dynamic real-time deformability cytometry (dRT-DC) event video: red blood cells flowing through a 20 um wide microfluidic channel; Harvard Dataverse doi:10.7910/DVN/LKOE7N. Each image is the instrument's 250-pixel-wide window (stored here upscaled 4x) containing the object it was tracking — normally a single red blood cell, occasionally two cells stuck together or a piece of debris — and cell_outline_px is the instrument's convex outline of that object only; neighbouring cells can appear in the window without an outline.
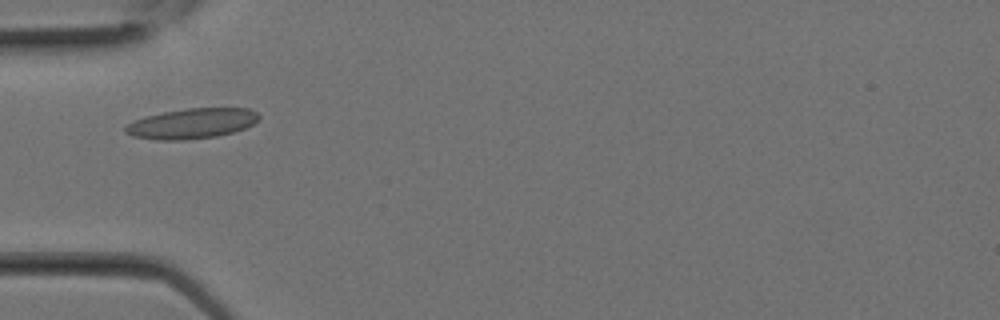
{"species": "Egyptian fruit bat (a non-hibernating species)", "species_latin": "Rousettus aegyptiacus", "temperature_condition": "room temperature", "stored_images_in_passage": 8, "camera_frame_rate_fps": 3000, "um_per_image_px": 0.085, "animal": {"sex": "female"}, "frame": {"image": 1, "passage_image": 7, "time_ms": 2.0, "image_size_px": [1000, 320], "cell_outline_px": [[260, 120], [244, 128], [232, 132], [216, 136], [184, 140], [156, 140], [132, 136], [124, 132], [124, 128], [132, 120], [144, 116], [164, 112], [188, 108], [248, 108], [256, 112], [260, 116]], "centroid_in_image_um": [16.28, 10.5], "position_along_channel_um": 68.7, "area_um2": 23.58}}